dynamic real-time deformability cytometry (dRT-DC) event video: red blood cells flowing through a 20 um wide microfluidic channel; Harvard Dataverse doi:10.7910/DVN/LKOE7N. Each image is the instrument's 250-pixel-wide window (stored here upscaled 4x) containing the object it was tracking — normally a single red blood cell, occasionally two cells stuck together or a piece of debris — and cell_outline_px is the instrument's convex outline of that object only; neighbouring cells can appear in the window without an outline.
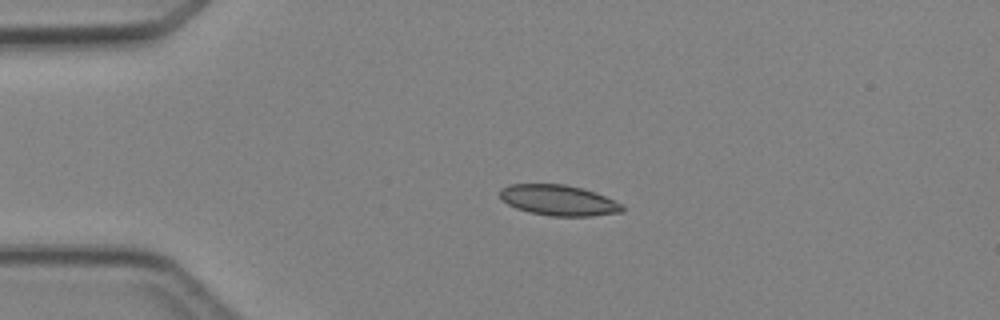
{"species": "Egyptian fruit bat (a non-hibernating species)", "species_latin": "Rousettus aegyptiacus", "temperature_condition": "cold", "stored_images_in_passage": 5, "camera_frame_rate_fps": 3000, "um_per_image_px": 0.085, "animal": {"sex": "female"}, "frame": {"image": 1, "passage_image": 2, "time_ms": 1.333, "image_size_px": [1000, 320], "cell_outline_px": [[624, 212], [592, 216], [552, 216], [528, 212], [516, 208], [500, 200], [500, 188], [508, 184], [564, 184], [584, 188], [596, 192], [624, 204]], "centroid_in_image_um": [47.5, 17.02], "position_along_channel_um": 37.5, "area_um2": 22.2}}
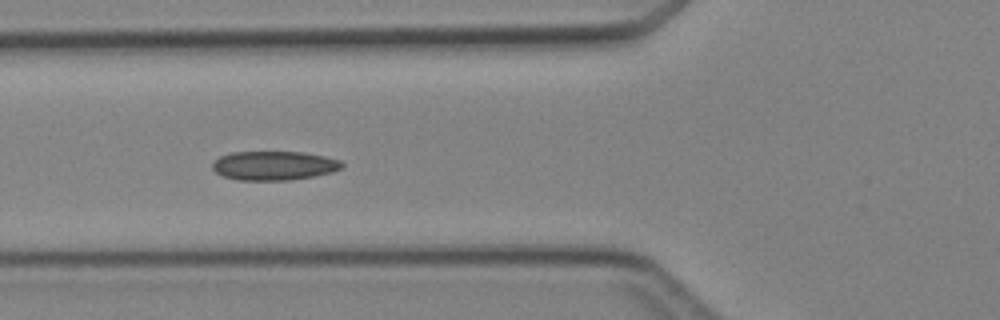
{"frame": {"image": 2, "passage_image": 4, "time_ms": 3.667, "image_size_px": [1000, 320], "cell_outline_px": [[344, 164], [340, 168], [332, 172], [312, 176], [288, 180], [236, 180], [224, 176], [216, 172], [212, 168], [212, 164], [220, 156], [232, 152], [304, 152], [324, 156], [340, 160]], "centroid_in_image_um": [23.28, 14.07], "position_along_channel_um": 102.5, "area_um2": 21.79}}
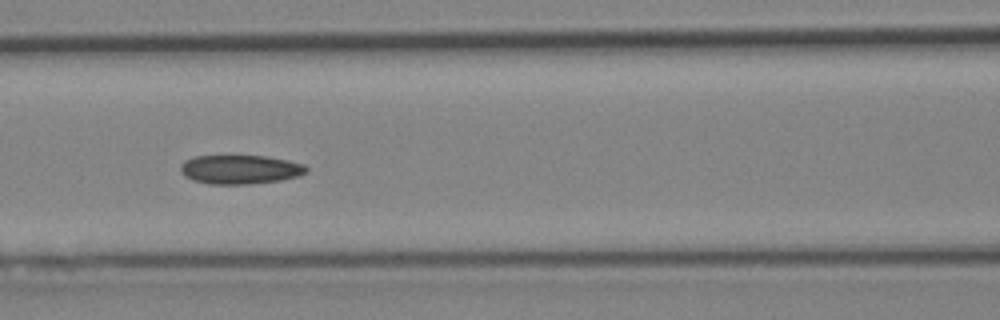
{"frame": {"image": 3, "passage_image": 5, "time_ms": 4.667, "image_size_px": [1000, 320], "cell_outline_px": [[308, 172], [296, 176], [280, 180], [248, 184], [208, 184], [192, 180], [184, 176], [180, 172], [180, 164], [184, 160], [192, 156], [264, 156], [288, 160], [304, 164], [308, 168]], "centroid_in_image_um": [20.36, 14.4], "position_along_channel_um": 146.2, "area_um2": 21.39}}